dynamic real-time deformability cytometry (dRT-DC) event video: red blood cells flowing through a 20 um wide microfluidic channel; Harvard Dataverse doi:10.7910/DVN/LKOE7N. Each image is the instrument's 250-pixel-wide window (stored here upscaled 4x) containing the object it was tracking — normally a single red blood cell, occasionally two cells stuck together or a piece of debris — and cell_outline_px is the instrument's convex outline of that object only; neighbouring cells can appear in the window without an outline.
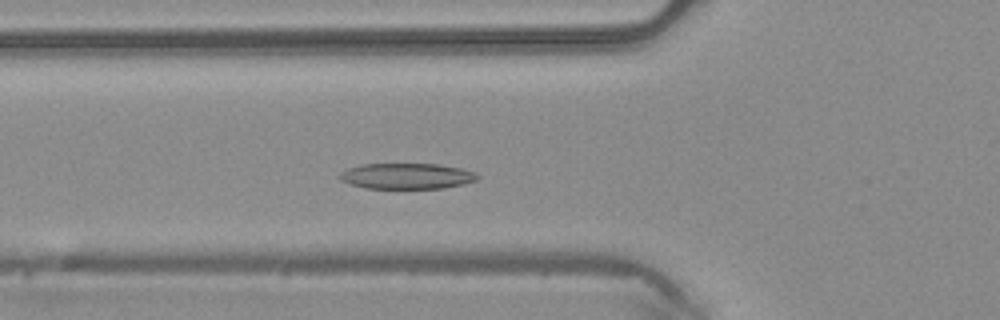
{"species": "common noctule bat (a hibernating species)", "species_latin": "Nyctalus noctula", "temperature_condition": "warm", "stored_images_in_passage": 43, "camera_frame_rate_fps": 3000, "um_per_image_px": 0.085, "animal": {"sex": "male", "body_mass_g": 20.4}, "frame": {"image": 1, "passage_image": 12, "time_ms": 3.667, "image_size_px": [1000, 320], "cell_outline_px": [[480, 176], [476, 180], [464, 184], [444, 188], [364, 188], [340, 180], [336, 176], [340, 172], [348, 168], [360, 164], [440, 164], [460, 168], [476, 172]], "centroid_in_image_um": [34.56, 14.96], "position_along_channel_um": 91.2, "area_um2": 20.81}}
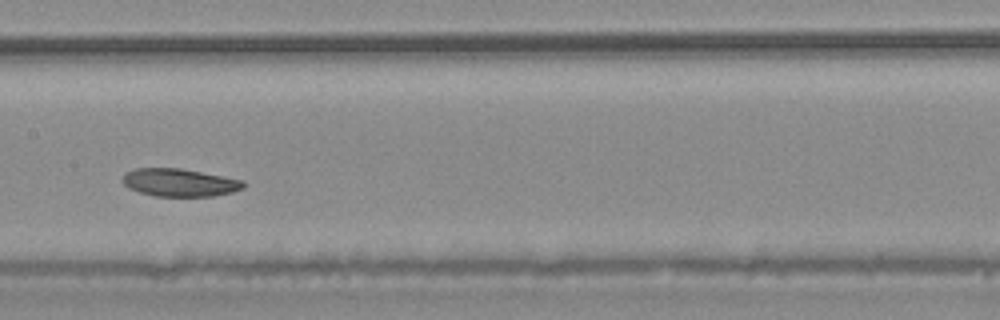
{"frame": {"image": 2, "passage_image": 19, "time_ms": 6.0, "image_size_px": [1000, 320], "cell_outline_px": [[244, 188], [232, 192], [212, 196], [156, 196], [140, 192], [128, 188], [120, 180], [124, 172], [132, 168], [180, 168], [244, 180]], "centroid_in_image_um": [15.21, 15.51], "position_along_channel_um": 192.2, "area_um2": 19.71}}
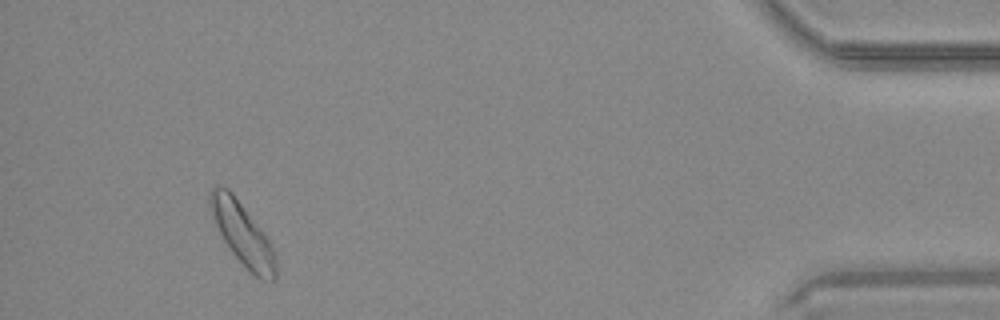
{"frame": {"image": 3, "passage_image": 39, "time_ms": 12.667, "image_size_px": [1000, 320], "cell_outline_px": [[276, 280], [260, 280], [252, 276], [248, 272], [232, 252], [224, 240], [208, 208], [208, 192], [216, 184], [220, 184], [228, 188], [232, 192], [264, 232], [272, 248], [276, 264]], "centroid_in_image_um": [20.58, 19.86], "position_along_channel_um": 414.6, "area_um2": 24.04}}